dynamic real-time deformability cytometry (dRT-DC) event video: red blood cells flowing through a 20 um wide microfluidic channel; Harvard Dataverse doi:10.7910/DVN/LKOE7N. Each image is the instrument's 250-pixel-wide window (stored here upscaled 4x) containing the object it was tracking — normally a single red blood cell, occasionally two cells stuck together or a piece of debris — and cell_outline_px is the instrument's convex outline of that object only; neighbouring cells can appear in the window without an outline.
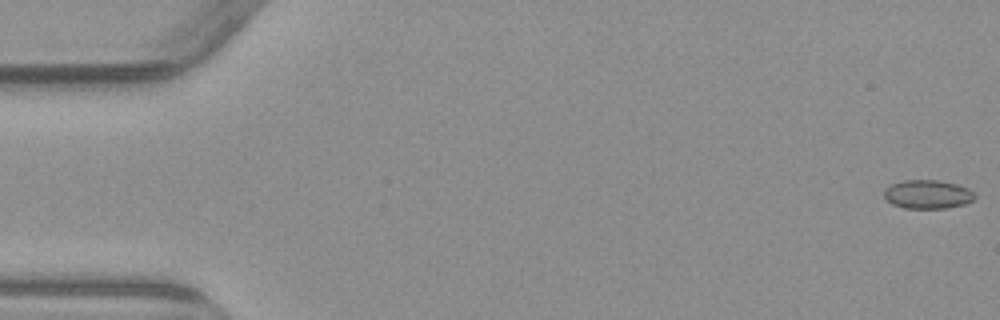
{"species": "common noctule bat (a hibernating species)", "species_latin": "Nyctalus noctula", "temperature_condition": "warm", "stored_images_in_passage": 4, "camera_frame_rate_fps": 3000, "um_per_image_px": 0.085, "animal": {"sex": "male", "body_mass_g": 23.1, "forearm_length_mm": 52.7}, "frame": {"image": 1, "passage_image": 1, "time_ms": 0.0, "image_size_px": [1000, 320], "cell_outline_px": [[976, 200], [964, 204], [944, 208], [904, 208], [892, 204], [884, 196], [884, 188], [892, 184], [904, 180], [936, 180], [956, 184], [968, 188], [976, 196]], "centroid_in_image_um": [78.85, 16.52], "position_along_channel_um": 6.1, "area_um2": 15.14}}
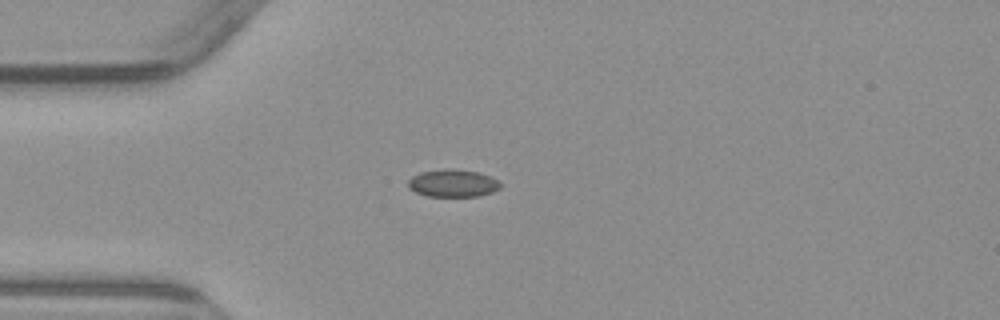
{"frame": {"image": 2, "passage_image": 4, "time_ms": 4.667, "image_size_px": [1000, 320], "cell_outline_px": [[500, 188], [492, 192], [476, 196], [428, 196], [416, 192], [408, 188], [408, 180], [412, 176], [420, 172], [444, 168], [476, 172], [492, 176], [500, 184]], "centroid_in_image_um": [38.46, 15.57], "position_along_channel_um": 46.5, "area_um2": 14.68}}